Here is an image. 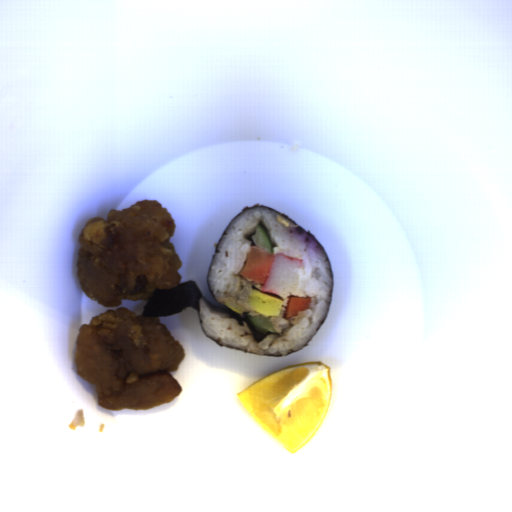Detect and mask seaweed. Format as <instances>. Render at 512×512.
<instances>
[{
    "label": "seaweed",
    "mask_w": 512,
    "mask_h": 512,
    "mask_svg": "<svg viewBox=\"0 0 512 512\" xmlns=\"http://www.w3.org/2000/svg\"><path fill=\"white\" fill-rule=\"evenodd\" d=\"M259 206L263 207L265 209L271 210V211L275 212L276 214H278V215L286 218L287 220L291 221L292 223L297 225L299 228L304 230L314 240V242L323 250V252L325 254L326 260H327L329 268L331 270L332 283L334 284V275H333L331 263H330V260L328 258V255L326 253V250H325L324 246L308 230H306L304 227H302L295 220H293L292 218H290V217H288V216H286V215H284V214H282V213H280V212H278V211H276V210H274L272 208H269V207H267L265 205H262L260 203L259 204H255L253 206H246V207H244L236 216H234L230 220V222L228 223L227 227L223 231L220 239L218 240V242H217V244H216V246L214 248V252H213L212 258L210 260V264L212 262V259H213V256H214L215 252H217V245H218V243L220 242L222 237L226 234L227 229H228L229 225L231 224V222L233 221V219L236 218L237 216H239L240 214H242L243 212L247 211L248 209L259 207ZM210 264H209V268H210ZM208 273H209V269H208ZM208 273H207V277H208ZM207 286H208V282H207ZM208 290H209V287H208ZM209 293H210V295L212 296V298L214 299L215 302L221 304L220 302H218L214 298V296L212 295L210 290H209ZM201 297H204L207 301H209L205 296L202 295L201 289H200L199 285L196 283L195 280H189V281H186V282H182V283L178 284L177 286H175V287H173L171 289H159L157 287V288H155V290L153 292V296L150 299H147V302H146L145 306L143 307V310H142V313H141L140 316L154 317V318L155 317H159V319H160L162 317H166V316H170V315H173V314L181 313L182 311H184L187 308H194L195 311L198 314L199 300H200ZM332 297H333V289H332V295H331L329 309H328V311H327V313H326V315H325V317H324V319H323V321H322L318 331L314 334V336L307 343H305L301 348H299L298 350H296L292 354H296L302 348H304L308 343H310L314 339V337L317 335L319 330L322 328V326H323V324H324V322H325V320H326V318H327V316H328V314H329V312L331 310ZM211 304H213V303H211ZM213 305L218 307L219 309H221L222 311H224L225 313H227L231 317H233L236 321H238L240 323V325H243V323L249 324V326H250V328L252 330V333H253L256 341L261 340L263 337H265L267 335V334H265V335L264 334H260L259 332L254 330L251 322L247 319V316H249V315H245V316L242 317L241 315L235 313L234 311H232L231 309H229L228 307H226L223 304H221L220 306H217L215 304H213ZM198 318H199V314H198ZM199 322H200V320H199ZM200 326H201V324H200ZM201 329L204 332L202 326H201ZM204 334H205V332H204ZM207 338H209V337H207ZM244 353H247V352H244ZM248 354L255 355V356L273 357V358L274 357H284V356L292 355V354H285V355H279L278 356V355H257V354H252V353H248Z\"/></svg>",
    "instance_id": "seaweed-1"
}]
</instances>
